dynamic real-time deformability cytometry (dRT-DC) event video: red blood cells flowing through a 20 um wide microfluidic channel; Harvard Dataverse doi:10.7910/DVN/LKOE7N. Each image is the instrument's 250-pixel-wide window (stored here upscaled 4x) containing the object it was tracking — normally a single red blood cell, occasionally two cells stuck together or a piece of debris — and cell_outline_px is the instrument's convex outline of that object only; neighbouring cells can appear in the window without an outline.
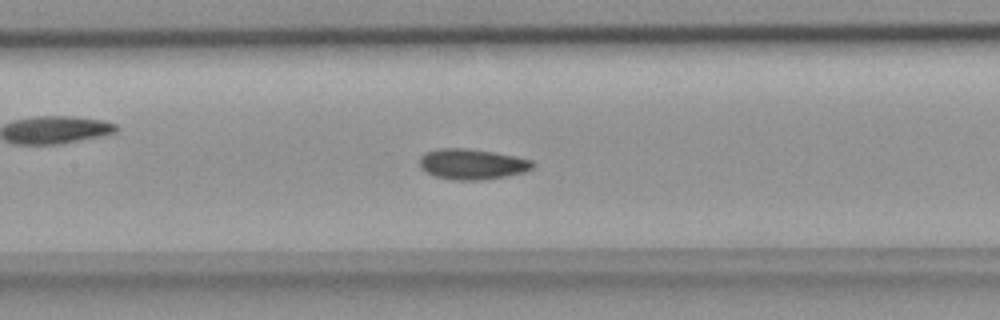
{"species": "common noctule bat (a hibernating species)", "species_latin": "Nyctalus noctula", "temperature_condition": "room temperature", "stored_images_in_passage": 50, "camera_frame_rate_fps": 3000, "um_per_image_px": 0.085, "animal": {"sex": "female", "body_mass_g": 18.4}, "frame": {"image": 1, "passage_image": 24, "time_ms": 7.667, "image_size_px": [1000, 320], "cell_outline_px": [[536, 164], [532, 168], [524, 172], [504, 176], [480, 180], [452, 180], [436, 176], [420, 168], [420, 156], [436, 148], [464, 148], [492, 152], [516, 156], [532, 160]], "centroid_in_image_um": [40.13, 13.95], "position_along_channel_um": 167.3, "area_um2": 20.0}}
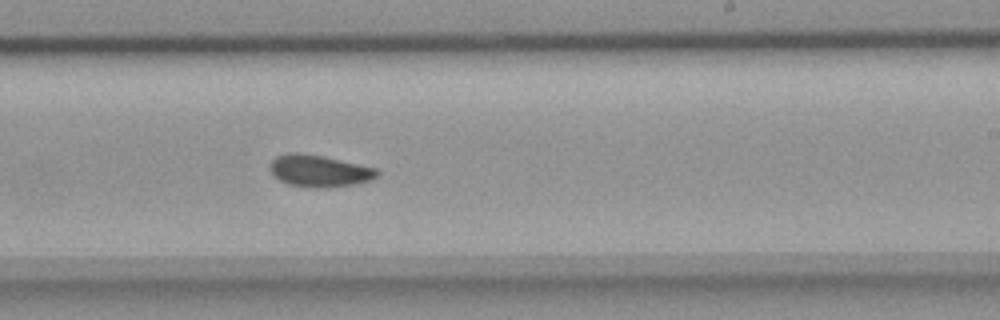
{"frame": {"image": 2, "passage_image": 31, "time_ms": 10.0, "image_size_px": [1000, 320], "cell_outline_px": [[380, 172], [372, 180], [352, 184], [328, 188], [312, 188], [288, 184], [280, 180], [268, 168], [272, 160], [276, 156], [288, 152], [300, 152], [324, 156], [376, 168]], "centroid_in_image_um": [27.12, 14.52], "position_along_channel_um": 261.9, "area_um2": 20.0}}
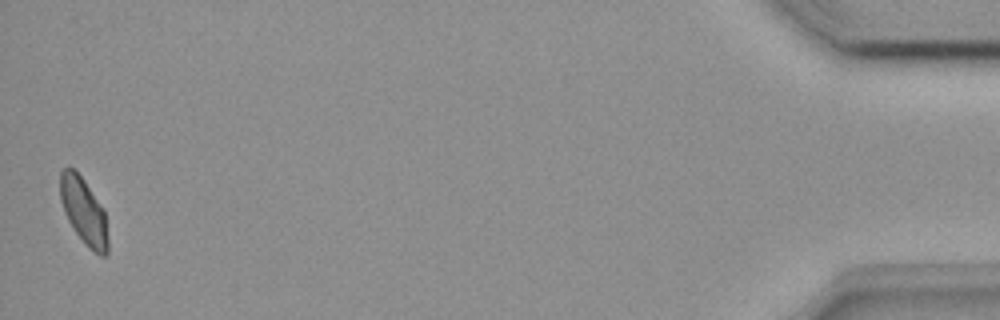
{"frame": {"image": 3, "passage_image": 50, "time_ms": 16.333, "image_size_px": [1000, 320], "cell_outline_px": [[108, 252], [104, 256], [100, 256], [92, 252], [88, 248], [76, 232], [68, 220], [60, 200], [60, 172], [68, 164], [84, 180], [104, 208], [108, 240]], "centroid_in_image_um": [7.13, 17.96], "position_along_channel_um": 428.1, "area_um2": 18.55}}